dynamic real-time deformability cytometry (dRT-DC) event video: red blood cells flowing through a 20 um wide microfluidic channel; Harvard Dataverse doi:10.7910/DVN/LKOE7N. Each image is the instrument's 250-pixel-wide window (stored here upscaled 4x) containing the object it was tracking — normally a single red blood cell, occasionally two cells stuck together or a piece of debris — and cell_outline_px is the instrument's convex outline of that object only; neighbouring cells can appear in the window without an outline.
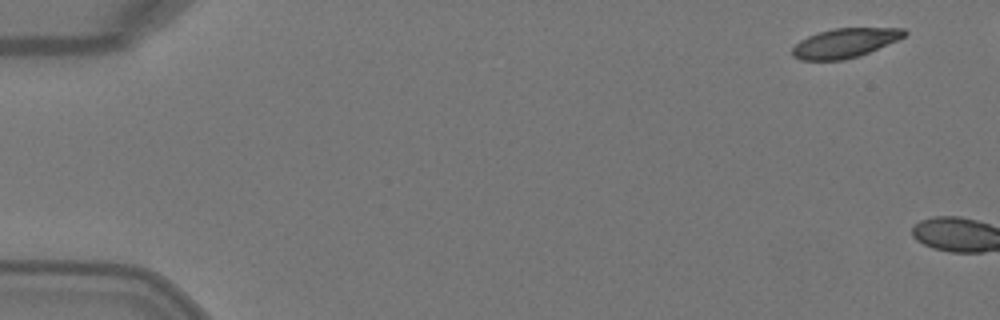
{"species": "Egyptian fruit bat (a non-hibernating species)", "species_latin": "Rousettus aegyptiacus", "temperature_condition": "warm", "stored_images_in_passage": 2, "camera_frame_rate_fps": 3000, "um_per_image_px": 0.085, "animal": {"sex": "female"}, "frame": {"image": 1, "passage_image": 1, "time_ms": 0.0, "image_size_px": [1000, 320], "cell_outline_px": [[908, 32], [904, 36], [896, 40], [860, 56], [844, 60], [800, 60], [792, 56], [792, 48], [800, 40], [808, 36], [832, 28], [904, 28]], "centroid_in_image_um": [71.79, 3.66], "position_along_channel_um": 13.2, "area_um2": 19.07}}